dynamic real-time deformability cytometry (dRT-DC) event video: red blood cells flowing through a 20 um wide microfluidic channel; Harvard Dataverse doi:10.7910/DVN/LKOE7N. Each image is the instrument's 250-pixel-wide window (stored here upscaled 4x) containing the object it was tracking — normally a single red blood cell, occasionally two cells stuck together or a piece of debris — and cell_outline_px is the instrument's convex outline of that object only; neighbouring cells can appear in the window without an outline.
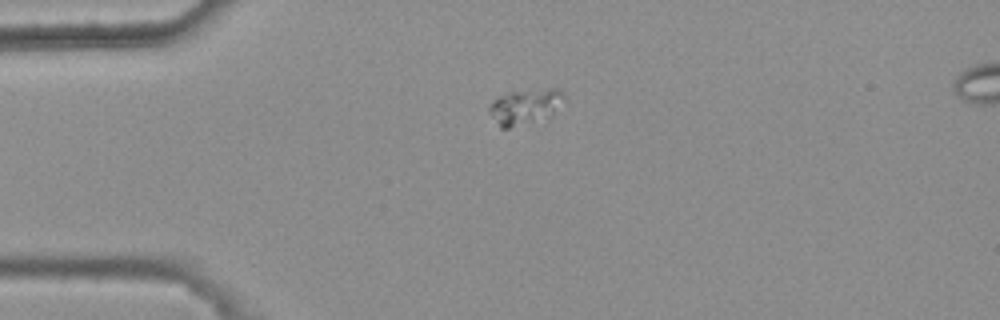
{"species": "common noctule bat (a hibernating species)", "species_latin": "Nyctalus noctula", "temperature_condition": "warm", "stored_images_in_passage": 3, "camera_frame_rate_fps": 3000, "um_per_image_px": 0.085, "animal": {"sex": "female", "body_mass_g": 25.1}, "frame": {"image": 1, "passage_image": 1, "time_ms": 0.0, "image_size_px": [1000, 320], "cell_outline_px": [[564, 96], [552, 112], [548, 116], [508, 128], [500, 128], [488, 112], [488, 108], [492, 100], [500, 96], [512, 92], [548, 88], [556, 88], [564, 92]], "centroid_in_image_um": [44.55, 9.04], "position_along_channel_um": 40.4, "area_um2": 14.85}}